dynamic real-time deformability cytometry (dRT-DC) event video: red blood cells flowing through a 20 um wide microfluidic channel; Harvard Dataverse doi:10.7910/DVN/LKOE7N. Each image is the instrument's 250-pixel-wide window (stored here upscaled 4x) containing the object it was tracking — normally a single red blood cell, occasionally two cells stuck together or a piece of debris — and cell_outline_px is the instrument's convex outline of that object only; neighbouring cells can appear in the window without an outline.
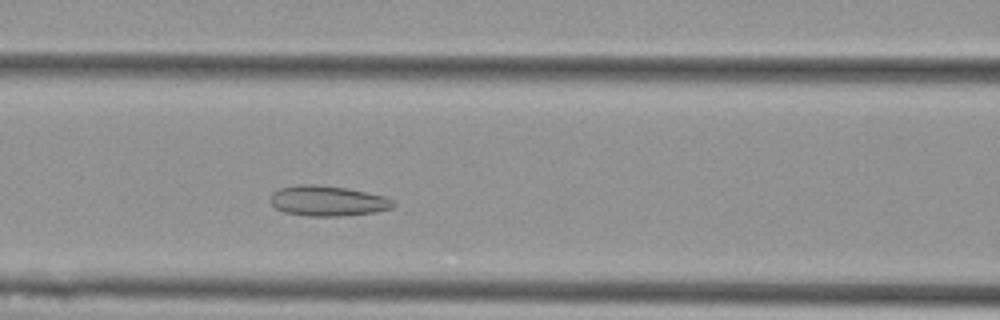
{"species": "Egyptian fruit bat (a non-hibernating species)", "species_latin": "Rousettus aegyptiacus", "temperature_condition": "cold", "stored_images_in_passage": 31, "camera_frame_rate_fps": 3000, "um_per_image_px": 0.085, "animal": {"sex": "female"}, "frame": {"image": 1, "passage_image": 10, "time_ms": 3.0, "image_size_px": [1000, 320], "cell_outline_px": [[396, 204], [392, 208], [372, 212], [340, 216], [308, 216], [284, 212], [276, 208], [268, 200], [268, 196], [272, 192], [280, 188], [296, 184], [312, 184], [344, 188], [384, 196], [396, 200]], "centroid_in_image_um": [27.8, 17.07], "position_along_channel_um": 138.8, "area_um2": 21.73}}
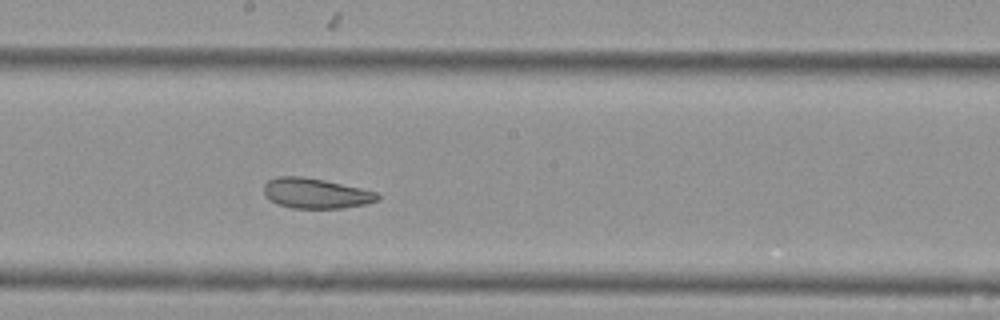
{"frame": {"image": 2, "passage_image": 17, "time_ms": 5.333, "image_size_px": [1000, 320], "cell_outline_px": [[380, 200], [364, 204], [344, 208], [292, 208], [276, 204], [264, 192], [264, 184], [268, 180], [276, 176], [304, 176], [324, 180], [360, 188], [376, 192], [380, 196]], "centroid_in_image_um": [26.84, 16.43], "position_along_channel_um": 221.4, "area_um2": 19.94}}
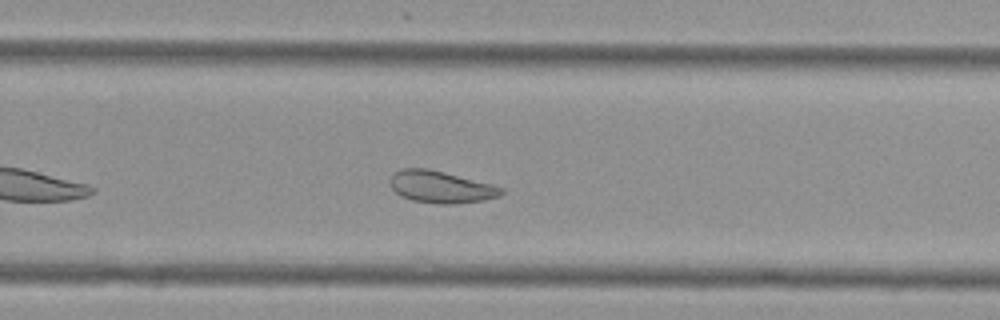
{"frame": {"image": 3, "passage_image": 23, "time_ms": 7.333, "image_size_px": [1000, 320], "cell_outline_px": [[504, 192], [500, 196], [484, 200], [456, 204], [440, 204], [412, 200], [400, 196], [392, 188], [388, 180], [392, 172], [400, 168], [428, 168], [492, 184], [504, 188]], "centroid_in_image_um": [37.44, 15.88], "position_along_channel_um": 292.4, "area_um2": 20.98}, "authors_computed_cell_mechanics": {"area_um2": 20.7502, "velocity_mm_per_s": 3.5732, "shape_relaxation_time_tau1_ms": null, "shape_relaxation_time_tau2_ms": 1.9066, "deformation_change_tau1": null, "deformation_change_tau2": 0.0643}}